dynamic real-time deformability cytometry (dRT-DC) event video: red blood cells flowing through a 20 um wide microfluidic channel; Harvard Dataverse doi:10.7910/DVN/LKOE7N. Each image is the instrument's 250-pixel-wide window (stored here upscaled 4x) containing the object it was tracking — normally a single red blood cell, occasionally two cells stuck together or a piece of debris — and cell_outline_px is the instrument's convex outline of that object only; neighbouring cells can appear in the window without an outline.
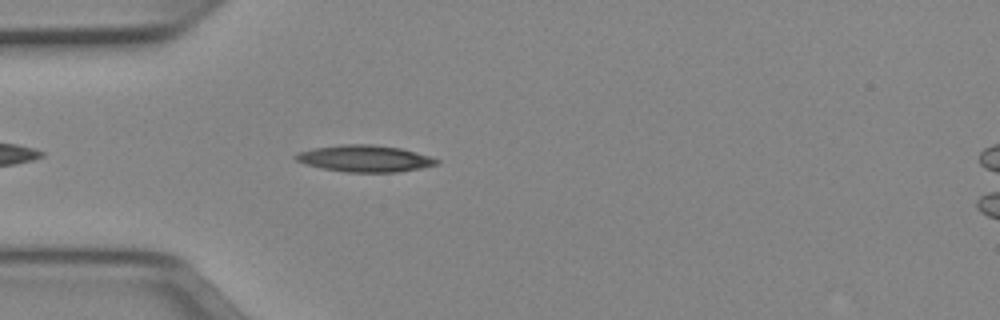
{"species": "Egyptian fruit bat (a non-hibernating species)", "species_latin": "Rousettus aegyptiacus", "temperature_condition": "cold", "stored_images_in_passage": 38, "camera_frame_rate_fps": 3000, "um_per_image_px": 0.085, "animal": {"sex": "female"}, "frame": {"image": 1, "passage_image": 4, "time_ms": 1.0, "image_size_px": [1000, 320], "cell_outline_px": [[440, 164], [420, 168], [396, 172], [344, 172], [320, 168], [304, 164], [296, 160], [292, 156], [296, 152], [312, 148], [340, 144], [372, 144], [400, 148], [432, 156], [440, 160]], "centroid_in_image_um": [30.98, 13.47], "position_along_channel_um": 54.0, "area_um2": 22.25}}
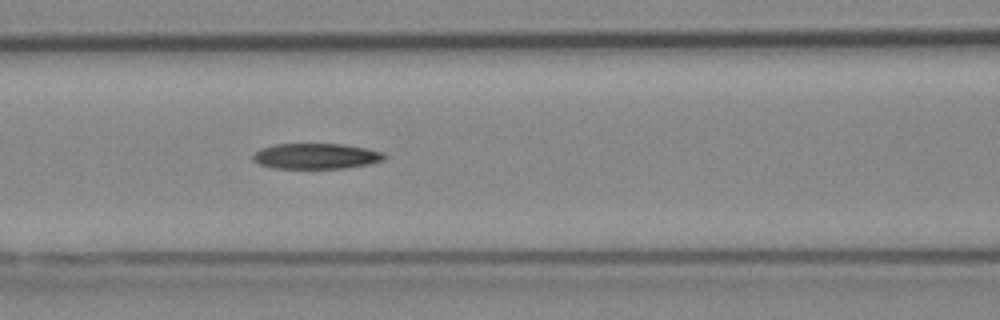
{"frame": {"image": 2, "passage_image": 11, "time_ms": 3.333, "image_size_px": [1000, 320], "cell_outline_px": [[388, 156], [384, 160], [372, 164], [344, 168], [272, 168], [260, 164], [252, 160], [252, 156], [260, 148], [276, 144], [340, 144], [368, 148], [384, 152]], "centroid_in_image_um": [26.91, 13.27], "position_along_channel_um": 139.7, "area_um2": 19.77}}
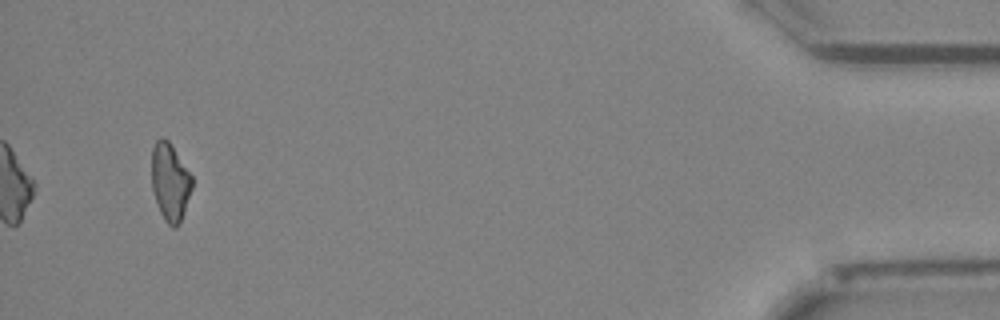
{"frame": {"image": 3, "passage_image": 38, "time_ms": 12.333, "image_size_px": [1000, 320], "cell_outline_px": [[192, 188], [184, 212], [176, 228], [172, 228], [164, 220], [160, 212], [152, 188], [152, 148], [156, 140], [160, 136], [164, 136], [168, 140], [192, 176]], "centroid_in_image_um": [14.45, 15.45], "position_along_channel_um": 420.8, "area_um2": 18.15}, "authors_computed_cell_mechanics": {"area_um2": 20.0855, "velocity_mm_per_s": 3.9726, "shape_relaxation_time_tau1_ms": 10.5268, "shape_relaxation_time_tau2_ms": null, "deformation_change_tau1": 0.2382, "deformation_change_tau2": null}}